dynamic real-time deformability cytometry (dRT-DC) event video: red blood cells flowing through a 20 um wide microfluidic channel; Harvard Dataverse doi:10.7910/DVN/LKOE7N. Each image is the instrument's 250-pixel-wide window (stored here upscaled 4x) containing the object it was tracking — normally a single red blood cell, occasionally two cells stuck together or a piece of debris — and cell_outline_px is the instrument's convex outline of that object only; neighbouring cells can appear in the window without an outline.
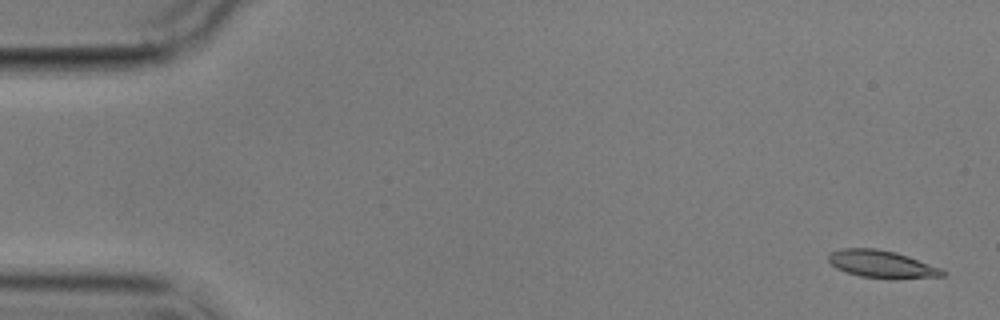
{"species": "common noctule bat (a hibernating species)", "species_latin": "Nyctalus noctula", "temperature_condition": "cold", "stored_images_in_passage": 6, "camera_frame_rate_fps": 3000, "um_per_image_px": 0.085, "animal": {"sex": "male", "body_mass_g": 17.9}, "frame": {"image": 1, "passage_image": 1, "time_ms": 0.0, "image_size_px": [1000, 320], "cell_outline_px": [[948, 272], [944, 276], [860, 276], [836, 268], [828, 260], [828, 252], [840, 248], [876, 248], [896, 252], [908, 256], [940, 268]], "centroid_in_image_um": [74.86, 22.38], "position_along_channel_um": 10.1, "area_um2": 17.34}}
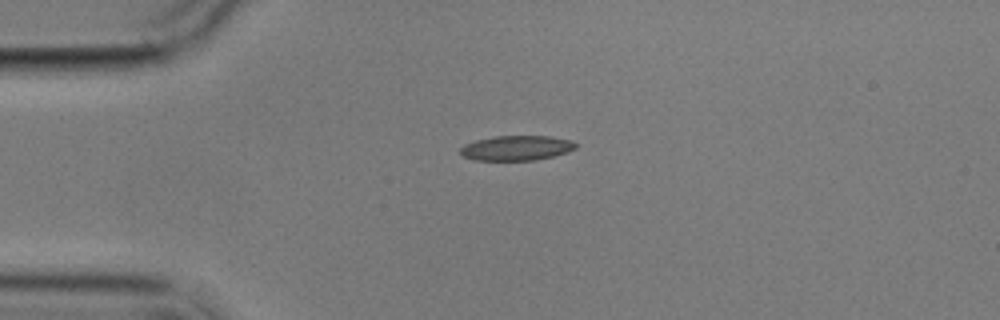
{"frame": {"image": 2, "passage_image": 6, "time_ms": 6.333, "image_size_px": [1000, 320], "cell_outline_px": [[576, 148], [552, 156], [532, 160], [472, 160], [460, 156], [460, 148], [464, 144], [476, 140], [496, 136], [548, 136], [572, 140], [576, 144]], "centroid_in_image_um": [43.83, 12.58], "position_along_channel_um": 41.2, "area_um2": 16.65}}